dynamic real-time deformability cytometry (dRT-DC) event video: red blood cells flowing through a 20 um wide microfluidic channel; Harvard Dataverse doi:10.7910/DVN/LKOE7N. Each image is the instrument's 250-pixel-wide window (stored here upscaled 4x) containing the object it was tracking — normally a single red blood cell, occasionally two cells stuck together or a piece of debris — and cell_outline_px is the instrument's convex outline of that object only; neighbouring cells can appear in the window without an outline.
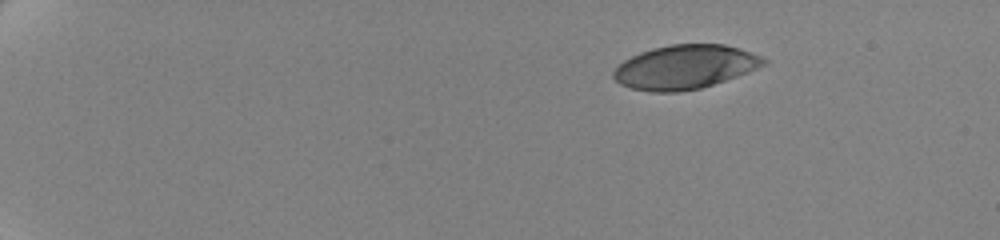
{"species": "human", "species_latin": "Homo sapiens", "temperature_condition": "cold", "stored_images_in_passage": 52, "camera_frame_rate_fps": 3000, "um_per_image_px": 0.085, "donor": {"sex": "female"}, "frame": {"image": 1, "passage_image": 1, "time_ms": 0.0, "image_size_px": [1000, 240], "cell_outline_px": [[768, 64], [748, 72], [700, 88], [676, 92], [652, 92], [632, 88], [620, 84], [612, 76], [612, 72], [624, 60], [640, 52], [652, 48], [672, 44], [724, 44], [740, 48], [752, 52], [768, 60]], "centroid_in_image_um": [58.23, 5.68], "position_along_channel_um": 26.8, "area_um2": 38.38}}
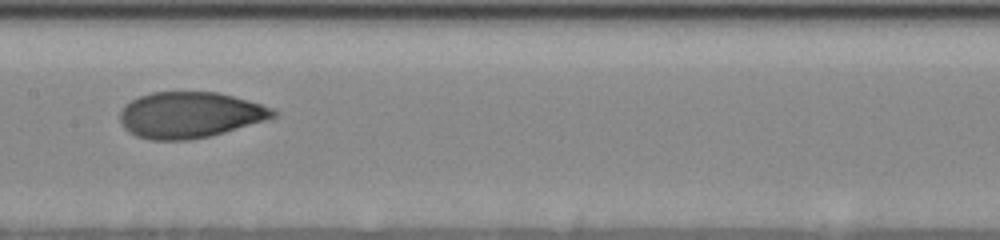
{"frame": {"image": 2, "passage_image": 26, "time_ms": 8.333, "image_size_px": [1000, 240], "cell_outline_px": [[280, 112], [276, 116], [264, 120], [224, 132], [208, 136], [188, 140], [148, 140], [136, 136], [128, 132], [124, 128], [120, 120], [120, 112], [132, 100], [140, 96], [152, 92], [216, 92], [232, 96], [260, 104], [272, 108]], "centroid_in_image_um": [16.12, 9.78], "position_along_channel_um": 191.3, "area_um2": 40.69}}
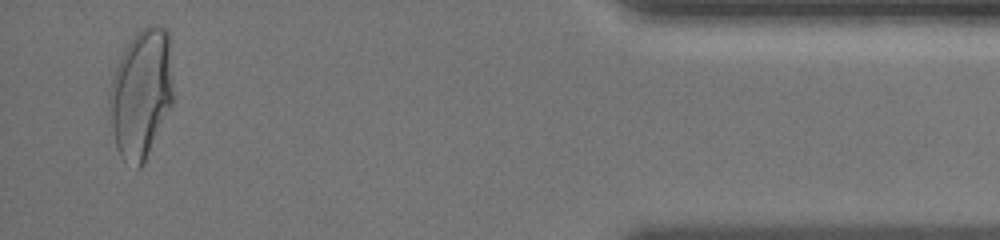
{"frame": {"image": 3, "passage_image": 50, "time_ms": 16.333, "image_size_px": [1000, 240], "cell_outline_px": [[172, 104], [140, 168], [136, 168], [124, 160], [120, 156], [116, 148], [112, 128], [108, 100], [108, 92], [112, 76], [132, 36], [136, 32], [148, 24], [160, 24], [168, 28], [172, 92]], "centroid_in_image_um": [11.98, 7.91], "position_along_channel_um": 423.2, "area_um2": 47.51}, "authors_computed_cell_mechanics": {"area_um2": 40.8935, "velocity_mm_per_s": 3.4933, "shape_relaxation_time_tau1_ms": 4.9085, "shape_relaxation_time_tau2_ms": 0.835, "deformation_change_tau1": 0.1722, "deformation_change_tau2": 0.0517}}